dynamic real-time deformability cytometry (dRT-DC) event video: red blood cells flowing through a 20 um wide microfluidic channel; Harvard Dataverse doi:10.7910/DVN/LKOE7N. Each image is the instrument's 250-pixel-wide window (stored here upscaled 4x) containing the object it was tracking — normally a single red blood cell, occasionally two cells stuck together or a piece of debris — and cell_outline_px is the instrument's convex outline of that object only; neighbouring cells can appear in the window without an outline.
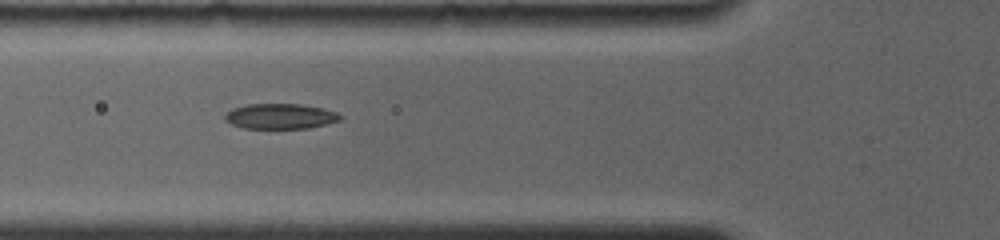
{"species": "common noctule bat (a hibernating species)", "species_latin": "Nyctalus noctula", "temperature_condition": "room temperature", "stored_images_in_passage": 4, "camera_frame_rate_fps": 4000, "um_per_image_px": 0.085, "animal": {"sex": "female", "body_mass_g": 19.0, "forearm_length_mm": 56.7}, "frame": {"image": 1, "passage_image": 3, "time_ms": 2.0, "image_size_px": [1000, 240], "cell_outline_px": [[344, 116], [340, 120], [308, 128], [244, 128], [232, 124], [224, 120], [224, 116], [232, 108], [248, 104], [300, 104], [320, 108], [336, 112]], "centroid_in_image_um": [23.81, 9.88], "position_along_channel_um": 102.0, "area_um2": 16.82}}
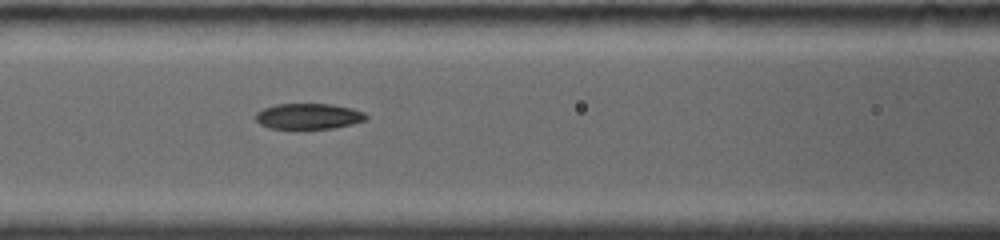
{"frame": {"image": 2, "passage_image": 4, "time_ms": 3.0, "image_size_px": [1000, 240], "cell_outline_px": [[368, 120], [352, 124], [332, 128], [304, 132], [300, 132], [268, 128], [260, 124], [256, 120], [256, 112], [264, 108], [276, 104], [332, 104], [352, 108], [364, 112], [368, 116]], "centroid_in_image_um": [26.21, 9.94], "position_along_channel_um": 140.4, "area_um2": 17.51}}